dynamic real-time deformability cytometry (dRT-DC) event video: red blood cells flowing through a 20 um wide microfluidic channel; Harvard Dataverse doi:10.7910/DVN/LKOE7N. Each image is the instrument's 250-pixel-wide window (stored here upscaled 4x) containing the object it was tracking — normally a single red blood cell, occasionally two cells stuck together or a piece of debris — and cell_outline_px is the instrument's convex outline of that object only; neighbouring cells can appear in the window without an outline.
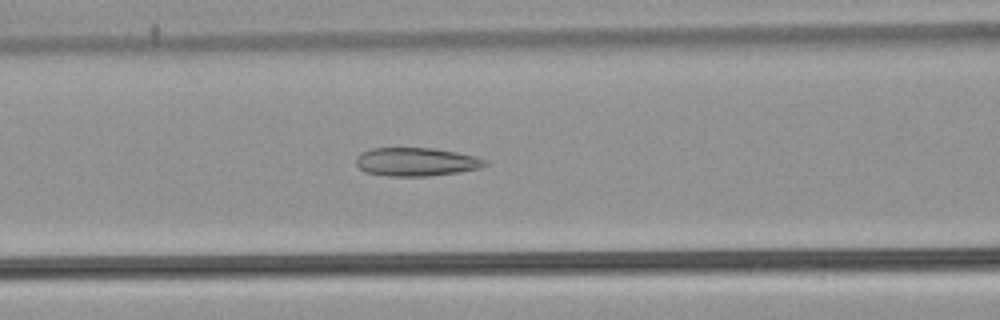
{"species": "common noctule bat (a hibernating species)", "species_latin": "Nyctalus noctula", "temperature_condition": "warm", "stored_images_in_passage": 40, "camera_frame_rate_fps": 3000, "um_per_image_px": 0.085, "animal": {"sex": "male", "body_mass_g": 21.5, "forearm_length_mm": 52.0}, "frame": {"image": 1, "passage_image": 10, "time_ms": 3.0, "image_size_px": [1000, 320], "cell_outline_px": [[488, 164], [480, 168], [460, 172], [428, 176], [388, 176], [364, 172], [356, 164], [356, 156], [360, 152], [372, 148], [432, 148], [456, 152], [476, 156], [488, 160]], "centroid_in_image_um": [35.38, 13.76], "position_along_channel_um": 131.2, "area_um2": 21.56}}
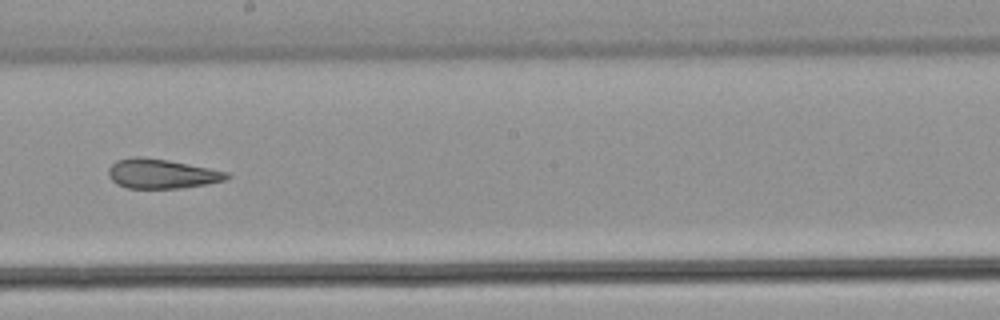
{"frame": {"image": 2, "passage_image": 18, "time_ms": 5.667, "image_size_px": [1000, 320], "cell_outline_px": [[232, 176], [224, 180], [204, 184], [180, 188], [128, 188], [116, 184], [108, 176], [108, 168], [116, 160], [132, 156], [140, 156], [168, 160], [228, 172]], "centroid_in_image_um": [13.69, 14.76], "position_along_channel_um": 234.5, "area_um2": 20.29}}
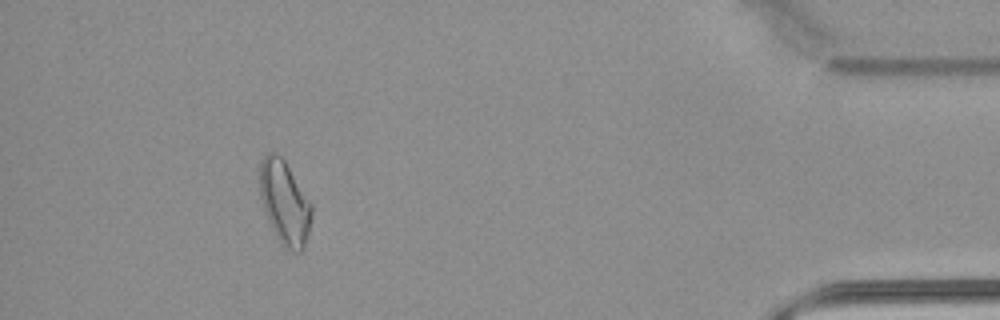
{"frame": {"image": 3, "passage_image": 36, "time_ms": 11.667, "image_size_px": [1000, 320], "cell_outline_px": [[312, 216], [304, 248], [300, 252], [292, 252], [280, 244], [268, 220], [260, 196], [260, 164], [264, 156], [268, 152], [276, 152], [284, 160], [312, 204]], "centroid_in_image_um": [24.2, 17.24], "position_along_channel_um": 411.0, "area_um2": 25.14}, "authors_computed_cell_mechanics": {"area_um2": 21.6461, "velocity_mm_per_s": 3.8791, "shape_relaxation_time_tau1_ms": null, "shape_relaxation_time_tau2_ms": 2.9945, "deformation_change_tau1": null, "deformation_change_tau2": 0.1263}}